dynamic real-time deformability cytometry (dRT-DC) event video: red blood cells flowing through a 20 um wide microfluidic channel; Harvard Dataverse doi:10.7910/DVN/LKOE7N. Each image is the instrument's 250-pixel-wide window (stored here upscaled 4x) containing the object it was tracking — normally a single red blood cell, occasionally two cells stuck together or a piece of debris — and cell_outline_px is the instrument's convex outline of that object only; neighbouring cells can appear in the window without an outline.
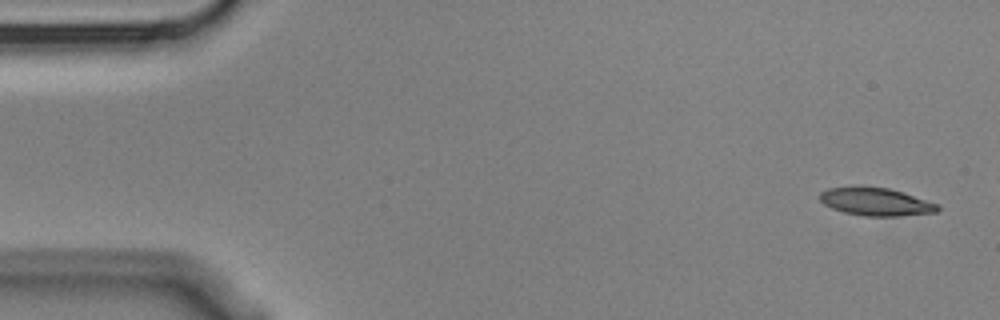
{"species": "Egyptian fruit bat (a non-hibernating species)", "species_latin": "Rousettus aegyptiacus", "temperature_condition": "cold", "stored_images_in_passage": 3, "camera_frame_rate_fps": 3000, "um_per_image_px": 0.085, "animal": {"sex": "male"}, "frame": {"image": 1, "passage_image": 1, "time_ms": 0.0, "image_size_px": [1000, 320], "cell_outline_px": [[940, 208], [936, 212], [900, 216], [864, 216], [844, 212], [832, 208], [824, 204], [820, 200], [820, 192], [828, 188], [888, 188], [904, 192], [940, 204]], "centroid_in_image_um": [74.51, 17.17], "position_along_channel_um": 10.5, "area_um2": 18.84}}